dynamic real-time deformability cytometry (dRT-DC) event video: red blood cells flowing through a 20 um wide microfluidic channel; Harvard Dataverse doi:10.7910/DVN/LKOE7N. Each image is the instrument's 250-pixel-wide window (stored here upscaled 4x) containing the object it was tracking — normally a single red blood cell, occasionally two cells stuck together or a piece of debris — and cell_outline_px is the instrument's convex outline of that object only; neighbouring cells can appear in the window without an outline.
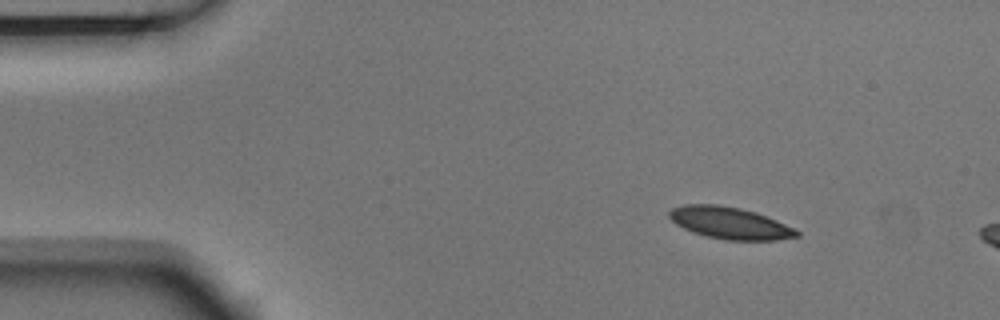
{"species": "Egyptian fruit bat (a non-hibernating species)", "species_latin": "Rousettus aegyptiacus", "temperature_condition": "room temperature", "stored_images_in_passage": 3, "camera_frame_rate_fps": 3000, "um_per_image_px": 0.085, "animal": {"sex": "male"}, "frame": {"image": 1, "passage_image": 1, "time_ms": 0.0, "image_size_px": [1000, 320], "cell_outline_px": [[800, 236], [776, 240], [724, 240], [692, 232], [676, 224], [668, 216], [668, 212], [672, 208], [684, 204], [720, 204], [740, 208], [756, 212], [796, 228], [800, 232]], "centroid_in_image_um": [62.05, 18.95], "position_along_channel_um": 23.0, "area_um2": 23.81}}